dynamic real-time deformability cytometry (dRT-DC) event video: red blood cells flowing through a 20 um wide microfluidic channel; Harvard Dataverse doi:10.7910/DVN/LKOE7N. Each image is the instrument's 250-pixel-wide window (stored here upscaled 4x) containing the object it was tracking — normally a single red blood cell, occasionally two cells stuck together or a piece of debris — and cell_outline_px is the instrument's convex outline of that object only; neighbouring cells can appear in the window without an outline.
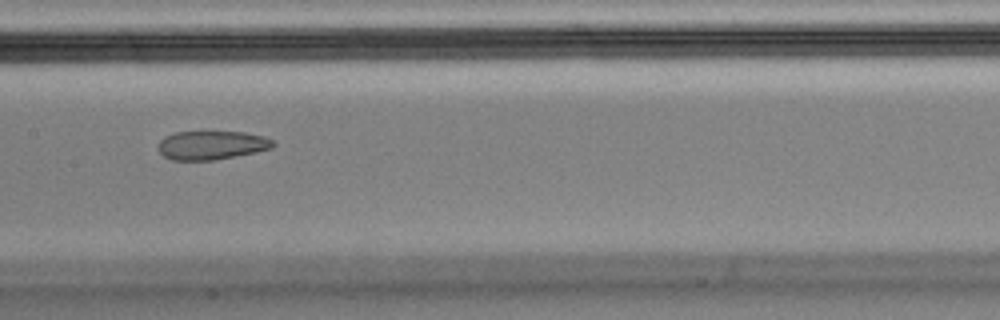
{"species": "Egyptian fruit bat (a non-hibernating species)", "species_latin": "Rousettus aegyptiacus", "temperature_condition": "cold", "stored_images_in_passage": 11, "camera_frame_rate_fps": 3000, "um_per_image_px": 0.085, "animal": {"sex": "male"}, "frame": {"image": 1, "passage_image": 5, "time_ms": 1.333, "image_size_px": [1000, 320], "cell_outline_px": [[276, 144], [272, 148], [256, 152], [212, 160], [172, 160], [164, 156], [160, 152], [160, 140], [164, 136], [176, 132], [244, 132], [264, 136], [272, 140]], "centroid_in_image_um": [18.01, 12.34], "position_along_channel_um": 189.4, "area_um2": 19.07}}